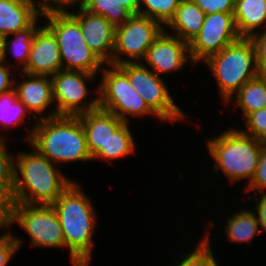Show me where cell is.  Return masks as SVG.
<instances>
[{
	"label": "cell",
	"mask_w": 266,
	"mask_h": 266,
	"mask_svg": "<svg viewBox=\"0 0 266 266\" xmlns=\"http://www.w3.org/2000/svg\"><path fill=\"white\" fill-rule=\"evenodd\" d=\"M261 33L255 32L250 39L255 48L258 73L266 76V29L263 32L261 31Z\"/></svg>",
	"instance_id": "obj_34"
},
{
	"label": "cell",
	"mask_w": 266,
	"mask_h": 266,
	"mask_svg": "<svg viewBox=\"0 0 266 266\" xmlns=\"http://www.w3.org/2000/svg\"><path fill=\"white\" fill-rule=\"evenodd\" d=\"M209 232L205 233V236L196 244L197 247L189 254H185L186 257H183L181 261H178V264L175 266H218L217 260L214 257L211 247Z\"/></svg>",
	"instance_id": "obj_28"
},
{
	"label": "cell",
	"mask_w": 266,
	"mask_h": 266,
	"mask_svg": "<svg viewBox=\"0 0 266 266\" xmlns=\"http://www.w3.org/2000/svg\"><path fill=\"white\" fill-rule=\"evenodd\" d=\"M247 188H245L244 192L246 191H251V190H255L254 192V196L256 194L259 193H266L264 192L266 190V143L264 144L262 151H261V156H260V160L255 172V175L251 181L250 184H248L246 186ZM258 192H257V191Z\"/></svg>",
	"instance_id": "obj_32"
},
{
	"label": "cell",
	"mask_w": 266,
	"mask_h": 266,
	"mask_svg": "<svg viewBox=\"0 0 266 266\" xmlns=\"http://www.w3.org/2000/svg\"><path fill=\"white\" fill-rule=\"evenodd\" d=\"M89 263H77V264H72V266H89Z\"/></svg>",
	"instance_id": "obj_39"
},
{
	"label": "cell",
	"mask_w": 266,
	"mask_h": 266,
	"mask_svg": "<svg viewBox=\"0 0 266 266\" xmlns=\"http://www.w3.org/2000/svg\"><path fill=\"white\" fill-rule=\"evenodd\" d=\"M13 200L9 191L0 188V230L12 224Z\"/></svg>",
	"instance_id": "obj_35"
},
{
	"label": "cell",
	"mask_w": 266,
	"mask_h": 266,
	"mask_svg": "<svg viewBox=\"0 0 266 266\" xmlns=\"http://www.w3.org/2000/svg\"><path fill=\"white\" fill-rule=\"evenodd\" d=\"M235 95V102L241 108L244 117L266 108V76L258 75L249 80Z\"/></svg>",
	"instance_id": "obj_24"
},
{
	"label": "cell",
	"mask_w": 266,
	"mask_h": 266,
	"mask_svg": "<svg viewBox=\"0 0 266 266\" xmlns=\"http://www.w3.org/2000/svg\"><path fill=\"white\" fill-rule=\"evenodd\" d=\"M35 0H0V38L28 28L42 17Z\"/></svg>",
	"instance_id": "obj_18"
},
{
	"label": "cell",
	"mask_w": 266,
	"mask_h": 266,
	"mask_svg": "<svg viewBox=\"0 0 266 266\" xmlns=\"http://www.w3.org/2000/svg\"><path fill=\"white\" fill-rule=\"evenodd\" d=\"M206 14L217 12L234 13L235 0H193Z\"/></svg>",
	"instance_id": "obj_33"
},
{
	"label": "cell",
	"mask_w": 266,
	"mask_h": 266,
	"mask_svg": "<svg viewBox=\"0 0 266 266\" xmlns=\"http://www.w3.org/2000/svg\"><path fill=\"white\" fill-rule=\"evenodd\" d=\"M96 74L83 71L60 70L51 77L55 110L40 117L51 118L57 115L78 116L99 108L98 96L86 99L90 93L87 81L94 80ZM89 90V91H88ZM87 100V103H86Z\"/></svg>",
	"instance_id": "obj_9"
},
{
	"label": "cell",
	"mask_w": 266,
	"mask_h": 266,
	"mask_svg": "<svg viewBox=\"0 0 266 266\" xmlns=\"http://www.w3.org/2000/svg\"><path fill=\"white\" fill-rule=\"evenodd\" d=\"M37 19L28 27L25 28L21 31H18L16 33L4 36L1 40V61L3 63H7V52L8 50H12L13 52L12 55H14L19 63L22 64L23 68L22 70L25 69L27 63H28V58H29V53L31 51L32 43H33V38L37 30L41 26H37ZM13 40H10L11 42H8L9 36H13Z\"/></svg>",
	"instance_id": "obj_25"
},
{
	"label": "cell",
	"mask_w": 266,
	"mask_h": 266,
	"mask_svg": "<svg viewBox=\"0 0 266 266\" xmlns=\"http://www.w3.org/2000/svg\"><path fill=\"white\" fill-rule=\"evenodd\" d=\"M73 181L52 204L69 249L72 264L90 263L97 216L92 201Z\"/></svg>",
	"instance_id": "obj_2"
},
{
	"label": "cell",
	"mask_w": 266,
	"mask_h": 266,
	"mask_svg": "<svg viewBox=\"0 0 266 266\" xmlns=\"http://www.w3.org/2000/svg\"><path fill=\"white\" fill-rule=\"evenodd\" d=\"M12 66H9L2 61H0V94L6 93L12 89H14V79H11V71L9 68L15 67L13 64ZM6 66V67H5ZM11 74V75H10Z\"/></svg>",
	"instance_id": "obj_37"
},
{
	"label": "cell",
	"mask_w": 266,
	"mask_h": 266,
	"mask_svg": "<svg viewBox=\"0 0 266 266\" xmlns=\"http://www.w3.org/2000/svg\"><path fill=\"white\" fill-rule=\"evenodd\" d=\"M180 2L181 0H139L138 14L158 21L165 28Z\"/></svg>",
	"instance_id": "obj_27"
},
{
	"label": "cell",
	"mask_w": 266,
	"mask_h": 266,
	"mask_svg": "<svg viewBox=\"0 0 266 266\" xmlns=\"http://www.w3.org/2000/svg\"><path fill=\"white\" fill-rule=\"evenodd\" d=\"M233 15L239 36L250 38L255 29L266 25V0H235Z\"/></svg>",
	"instance_id": "obj_20"
},
{
	"label": "cell",
	"mask_w": 266,
	"mask_h": 266,
	"mask_svg": "<svg viewBox=\"0 0 266 266\" xmlns=\"http://www.w3.org/2000/svg\"><path fill=\"white\" fill-rule=\"evenodd\" d=\"M107 67L101 70L102 82L95 90L98 95L99 108L115 114L127 123L129 122L127 114L134 117L152 114L160 121L161 119L132 87L127 75L117 65L108 64Z\"/></svg>",
	"instance_id": "obj_7"
},
{
	"label": "cell",
	"mask_w": 266,
	"mask_h": 266,
	"mask_svg": "<svg viewBox=\"0 0 266 266\" xmlns=\"http://www.w3.org/2000/svg\"><path fill=\"white\" fill-rule=\"evenodd\" d=\"M233 14L217 12L205 15L200 33L189 44L192 65L206 61L240 38Z\"/></svg>",
	"instance_id": "obj_12"
},
{
	"label": "cell",
	"mask_w": 266,
	"mask_h": 266,
	"mask_svg": "<svg viewBox=\"0 0 266 266\" xmlns=\"http://www.w3.org/2000/svg\"><path fill=\"white\" fill-rule=\"evenodd\" d=\"M80 24L83 39L91 51L105 64H112L115 46V26L105 17L78 7L77 13L69 12Z\"/></svg>",
	"instance_id": "obj_14"
},
{
	"label": "cell",
	"mask_w": 266,
	"mask_h": 266,
	"mask_svg": "<svg viewBox=\"0 0 266 266\" xmlns=\"http://www.w3.org/2000/svg\"><path fill=\"white\" fill-rule=\"evenodd\" d=\"M168 33L164 29L154 40L143 58L145 64H148L158 76L162 75L161 73L178 71L184 67L183 65H186V62H192L189 44L178 36H174V34L172 36Z\"/></svg>",
	"instance_id": "obj_13"
},
{
	"label": "cell",
	"mask_w": 266,
	"mask_h": 266,
	"mask_svg": "<svg viewBox=\"0 0 266 266\" xmlns=\"http://www.w3.org/2000/svg\"><path fill=\"white\" fill-rule=\"evenodd\" d=\"M14 156L13 202L52 205L73 182L35 148L33 153L20 152Z\"/></svg>",
	"instance_id": "obj_3"
},
{
	"label": "cell",
	"mask_w": 266,
	"mask_h": 266,
	"mask_svg": "<svg viewBox=\"0 0 266 266\" xmlns=\"http://www.w3.org/2000/svg\"><path fill=\"white\" fill-rule=\"evenodd\" d=\"M26 107L17 99L15 89L0 94V124L4 128L21 125L28 115Z\"/></svg>",
	"instance_id": "obj_26"
},
{
	"label": "cell",
	"mask_w": 266,
	"mask_h": 266,
	"mask_svg": "<svg viewBox=\"0 0 266 266\" xmlns=\"http://www.w3.org/2000/svg\"><path fill=\"white\" fill-rule=\"evenodd\" d=\"M164 29L156 20L140 14L131 15L122 25L115 28L112 65L137 63V61L141 63L147 50ZM122 54L132 59H123L119 56Z\"/></svg>",
	"instance_id": "obj_11"
},
{
	"label": "cell",
	"mask_w": 266,
	"mask_h": 266,
	"mask_svg": "<svg viewBox=\"0 0 266 266\" xmlns=\"http://www.w3.org/2000/svg\"><path fill=\"white\" fill-rule=\"evenodd\" d=\"M83 125L87 146L93 157L114 131L123 123L115 114L100 108L78 115Z\"/></svg>",
	"instance_id": "obj_17"
},
{
	"label": "cell",
	"mask_w": 266,
	"mask_h": 266,
	"mask_svg": "<svg viewBox=\"0 0 266 266\" xmlns=\"http://www.w3.org/2000/svg\"><path fill=\"white\" fill-rule=\"evenodd\" d=\"M12 223L30 236L33 246L64 248L65 238L52 205L13 202Z\"/></svg>",
	"instance_id": "obj_10"
},
{
	"label": "cell",
	"mask_w": 266,
	"mask_h": 266,
	"mask_svg": "<svg viewBox=\"0 0 266 266\" xmlns=\"http://www.w3.org/2000/svg\"><path fill=\"white\" fill-rule=\"evenodd\" d=\"M205 15L193 0H181L175 15L165 27L171 28L175 36L190 44L200 33Z\"/></svg>",
	"instance_id": "obj_19"
},
{
	"label": "cell",
	"mask_w": 266,
	"mask_h": 266,
	"mask_svg": "<svg viewBox=\"0 0 266 266\" xmlns=\"http://www.w3.org/2000/svg\"><path fill=\"white\" fill-rule=\"evenodd\" d=\"M21 245L22 241L10 232L0 235V266H7Z\"/></svg>",
	"instance_id": "obj_31"
},
{
	"label": "cell",
	"mask_w": 266,
	"mask_h": 266,
	"mask_svg": "<svg viewBox=\"0 0 266 266\" xmlns=\"http://www.w3.org/2000/svg\"><path fill=\"white\" fill-rule=\"evenodd\" d=\"M21 76L28 77L24 81H14V89L17 93V99L26 107L27 111L32 114L35 121L49 109L53 104L52 81L49 76L30 75L22 71Z\"/></svg>",
	"instance_id": "obj_16"
},
{
	"label": "cell",
	"mask_w": 266,
	"mask_h": 266,
	"mask_svg": "<svg viewBox=\"0 0 266 266\" xmlns=\"http://www.w3.org/2000/svg\"><path fill=\"white\" fill-rule=\"evenodd\" d=\"M62 70L59 45L53 33L44 25L34 35L24 73L52 77Z\"/></svg>",
	"instance_id": "obj_15"
},
{
	"label": "cell",
	"mask_w": 266,
	"mask_h": 266,
	"mask_svg": "<svg viewBox=\"0 0 266 266\" xmlns=\"http://www.w3.org/2000/svg\"><path fill=\"white\" fill-rule=\"evenodd\" d=\"M80 2L81 0H40L38 4H35V7L41 12V14H44L52 11H68V5L73 6L77 3L79 6Z\"/></svg>",
	"instance_id": "obj_36"
},
{
	"label": "cell",
	"mask_w": 266,
	"mask_h": 266,
	"mask_svg": "<svg viewBox=\"0 0 266 266\" xmlns=\"http://www.w3.org/2000/svg\"><path fill=\"white\" fill-rule=\"evenodd\" d=\"M4 136L0 137V188L11 194L15 184V157L7 152Z\"/></svg>",
	"instance_id": "obj_29"
},
{
	"label": "cell",
	"mask_w": 266,
	"mask_h": 266,
	"mask_svg": "<svg viewBox=\"0 0 266 266\" xmlns=\"http://www.w3.org/2000/svg\"><path fill=\"white\" fill-rule=\"evenodd\" d=\"M231 216L227 219V224L224 228L228 240L239 244L243 242L249 244L255 235H259V230L261 229H259V222L254 210L242 209L239 213L237 211Z\"/></svg>",
	"instance_id": "obj_23"
},
{
	"label": "cell",
	"mask_w": 266,
	"mask_h": 266,
	"mask_svg": "<svg viewBox=\"0 0 266 266\" xmlns=\"http://www.w3.org/2000/svg\"><path fill=\"white\" fill-rule=\"evenodd\" d=\"M129 122H123L106 142L100 150L92 157V159H101L109 162L114 159L134 154L135 141L130 131Z\"/></svg>",
	"instance_id": "obj_22"
},
{
	"label": "cell",
	"mask_w": 266,
	"mask_h": 266,
	"mask_svg": "<svg viewBox=\"0 0 266 266\" xmlns=\"http://www.w3.org/2000/svg\"><path fill=\"white\" fill-rule=\"evenodd\" d=\"M256 209L254 214L256 215V218L259 222L260 228L263 232L266 231V193L261 194V197L259 198L257 204L255 205ZM258 215V216H257Z\"/></svg>",
	"instance_id": "obj_38"
},
{
	"label": "cell",
	"mask_w": 266,
	"mask_h": 266,
	"mask_svg": "<svg viewBox=\"0 0 266 266\" xmlns=\"http://www.w3.org/2000/svg\"><path fill=\"white\" fill-rule=\"evenodd\" d=\"M211 70L225 103L249 80L259 75L254 44L240 37L204 61Z\"/></svg>",
	"instance_id": "obj_5"
},
{
	"label": "cell",
	"mask_w": 266,
	"mask_h": 266,
	"mask_svg": "<svg viewBox=\"0 0 266 266\" xmlns=\"http://www.w3.org/2000/svg\"><path fill=\"white\" fill-rule=\"evenodd\" d=\"M78 7L105 17L112 25H122L131 15H137L139 0H81Z\"/></svg>",
	"instance_id": "obj_21"
},
{
	"label": "cell",
	"mask_w": 266,
	"mask_h": 266,
	"mask_svg": "<svg viewBox=\"0 0 266 266\" xmlns=\"http://www.w3.org/2000/svg\"><path fill=\"white\" fill-rule=\"evenodd\" d=\"M1 38H0V61H1Z\"/></svg>",
	"instance_id": "obj_40"
},
{
	"label": "cell",
	"mask_w": 266,
	"mask_h": 266,
	"mask_svg": "<svg viewBox=\"0 0 266 266\" xmlns=\"http://www.w3.org/2000/svg\"><path fill=\"white\" fill-rule=\"evenodd\" d=\"M48 19L45 25L59 45L62 69L98 73L104 63L85 43L79 22L69 11H52L42 14Z\"/></svg>",
	"instance_id": "obj_6"
},
{
	"label": "cell",
	"mask_w": 266,
	"mask_h": 266,
	"mask_svg": "<svg viewBox=\"0 0 266 266\" xmlns=\"http://www.w3.org/2000/svg\"><path fill=\"white\" fill-rule=\"evenodd\" d=\"M246 130L241 131L258 141L266 143V108L248 114L245 118ZM246 131V132H245Z\"/></svg>",
	"instance_id": "obj_30"
},
{
	"label": "cell",
	"mask_w": 266,
	"mask_h": 266,
	"mask_svg": "<svg viewBox=\"0 0 266 266\" xmlns=\"http://www.w3.org/2000/svg\"><path fill=\"white\" fill-rule=\"evenodd\" d=\"M117 66L127 75L132 87L161 121L166 123L186 118L184 112L173 101L161 76L156 75L144 62Z\"/></svg>",
	"instance_id": "obj_8"
},
{
	"label": "cell",
	"mask_w": 266,
	"mask_h": 266,
	"mask_svg": "<svg viewBox=\"0 0 266 266\" xmlns=\"http://www.w3.org/2000/svg\"><path fill=\"white\" fill-rule=\"evenodd\" d=\"M27 130L25 141L54 164L92 160L78 116L40 119Z\"/></svg>",
	"instance_id": "obj_1"
},
{
	"label": "cell",
	"mask_w": 266,
	"mask_h": 266,
	"mask_svg": "<svg viewBox=\"0 0 266 266\" xmlns=\"http://www.w3.org/2000/svg\"><path fill=\"white\" fill-rule=\"evenodd\" d=\"M210 139L207 148L215 161L214 169H221L232 183L246 178L250 184L265 143L234 128Z\"/></svg>",
	"instance_id": "obj_4"
}]
</instances>
